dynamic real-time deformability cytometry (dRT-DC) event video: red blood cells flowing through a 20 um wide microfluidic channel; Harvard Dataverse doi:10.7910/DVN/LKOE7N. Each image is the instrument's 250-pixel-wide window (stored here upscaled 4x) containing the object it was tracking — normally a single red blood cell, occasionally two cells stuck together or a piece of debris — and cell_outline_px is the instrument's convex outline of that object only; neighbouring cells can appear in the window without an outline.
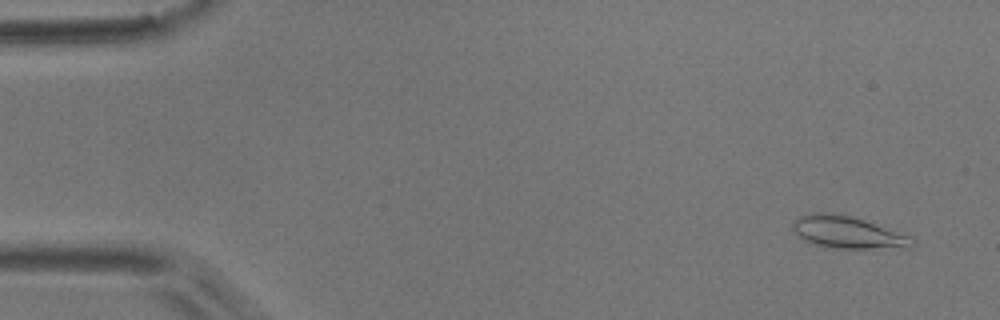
{"species": "common noctule bat (a hibernating species)", "species_latin": "Nyctalus noctula", "temperature_condition": "room temperature", "stored_images_in_passage": 54, "camera_frame_rate_fps": 3000, "um_per_image_px": 0.085, "animal": {"sex": "male", "body_mass_g": 17.9}, "frame": {"image": 1, "passage_image": 3, "time_ms": 0.667, "image_size_px": [1000, 320], "cell_outline_px": [[916, 244], [908, 248], [836, 248], [812, 244], [804, 240], [792, 228], [792, 224], [800, 216], [808, 212], [832, 212], [852, 216], [864, 220], [908, 236]], "centroid_in_image_um": [72.0, 19.74], "position_along_channel_um": 13.0, "area_um2": 22.14}}
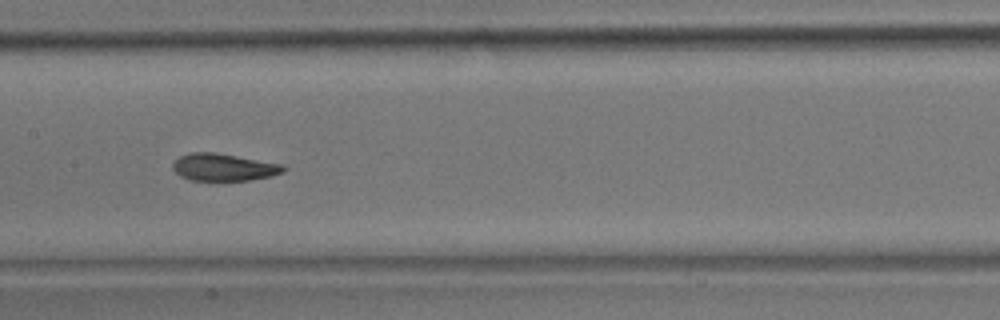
{"frame": {"image": 2, "passage_image": 26, "time_ms": 8.333, "image_size_px": [1000, 320], "cell_outline_px": [[288, 168], [284, 172], [272, 176], [248, 180], [188, 180], [180, 176], [172, 168], [172, 160], [180, 156], [192, 152], [216, 152], [284, 164]], "centroid_in_image_um": [19.02, 14.2], "position_along_channel_um": 188.4, "area_um2": 17.86}}
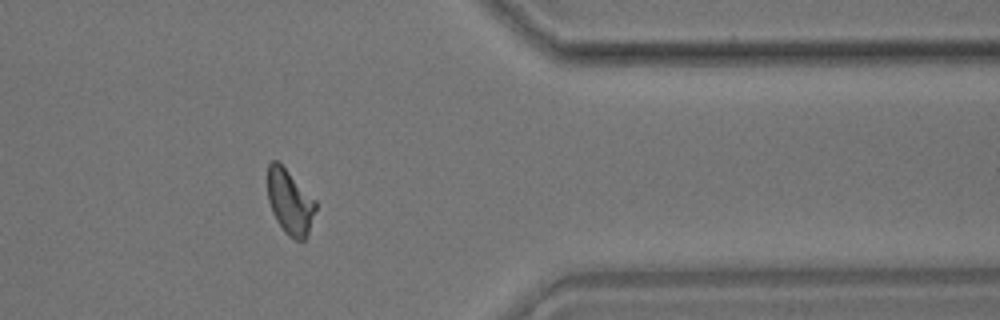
{"frame": {"image": 3, "passage_image": 43, "time_ms": 14.0, "image_size_px": [1000, 320], "cell_outline_px": [[316, 208], [308, 236], [304, 240], [296, 240], [288, 236], [284, 232], [276, 220], [272, 212], [268, 200], [268, 164], [272, 160], [276, 160], [316, 200]], "centroid_in_image_um": [24.64, 17.21], "position_along_channel_um": 386.8, "area_um2": 18.03}, "authors_computed_cell_mechanics": {"area_um2": 18.2648, "velocity_mm_per_s": 3.7916, "shape_relaxation_time_tau1_ms": 4.5098, "shape_relaxation_time_tau2_ms": 1.994, "deformation_change_tau1": 0.153, "deformation_change_tau2": 0.0693}}